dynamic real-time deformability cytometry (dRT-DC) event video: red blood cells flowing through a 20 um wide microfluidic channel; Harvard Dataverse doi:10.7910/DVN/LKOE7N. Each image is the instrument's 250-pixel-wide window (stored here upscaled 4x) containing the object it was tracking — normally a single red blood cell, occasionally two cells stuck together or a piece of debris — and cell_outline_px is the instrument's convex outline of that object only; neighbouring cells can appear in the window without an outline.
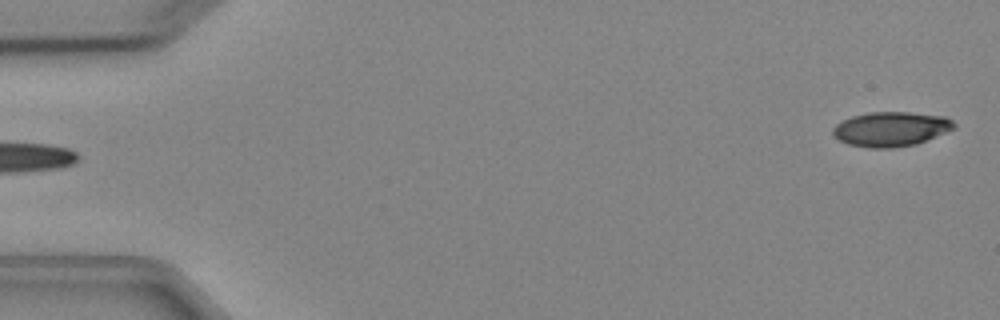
{"species": "Egyptian fruit bat (a non-hibernating species)", "species_latin": "Rousettus aegyptiacus", "temperature_condition": "cold", "stored_images_in_passage": 2, "segment_of_instrument_passage": [2, 2], "camera_frame_rate_fps": 3000, "um_per_image_px": 0.085, "animal": {"sex": "female"}, "frame": {"image": 1, "passage_image": 2, "time_ms": 1.0, "image_size_px": [1000, 320], "cell_outline_px": [[956, 128], [916, 144], [892, 148], [868, 148], [848, 144], [840, 140], [832, 132], [832, 128], [836, 124], [852, 116], [868, 112], [908, 112], [944, 116], [952, 120], [956, 124]], "centroid_in_image_um": [75.74, 10.97], "position_along_channel_um": 9.3, "area_um2": 24.39}}